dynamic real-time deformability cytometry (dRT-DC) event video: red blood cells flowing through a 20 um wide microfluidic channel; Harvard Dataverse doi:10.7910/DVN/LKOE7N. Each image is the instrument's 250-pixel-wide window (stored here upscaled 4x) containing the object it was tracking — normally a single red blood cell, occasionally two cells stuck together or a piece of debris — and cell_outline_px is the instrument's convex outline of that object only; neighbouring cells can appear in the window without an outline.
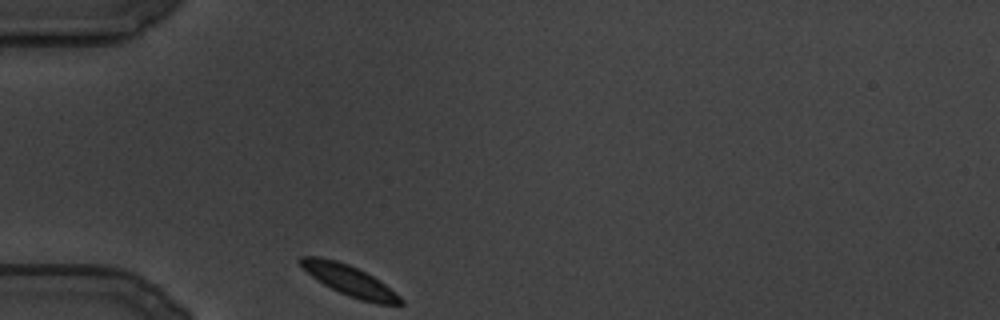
{"species": "common noctule bat (a hibernating species)", "species_latin": "Nyctalus noctula", "temperature_condition": "cold", "stored_images_in_passage": 31, "camera_frame_rate_fps": 3000, "um_per_image_px": 0.085, "animal": {"sex": "male", "body_mass_g": 19.5, "forearm_length_mm": 54.6}, "frame": {"image": 1, "passage_image": 1, "time_ms": 0.0, "image_size_px": [1000, 320], "cell_outline_px": [[404, 304], [376, 304], [360, 300], [348, 296], [324, 284], [312, 276], [296, 260], [300, 256], [320, 256], [336, 260], [348, 264], [380, 280], [400, 296], [404, 300]], "centroid_in_image_um": [29.71, 23.84], "position_along_channel_um": 55.3, "area_um2": 17.69}}
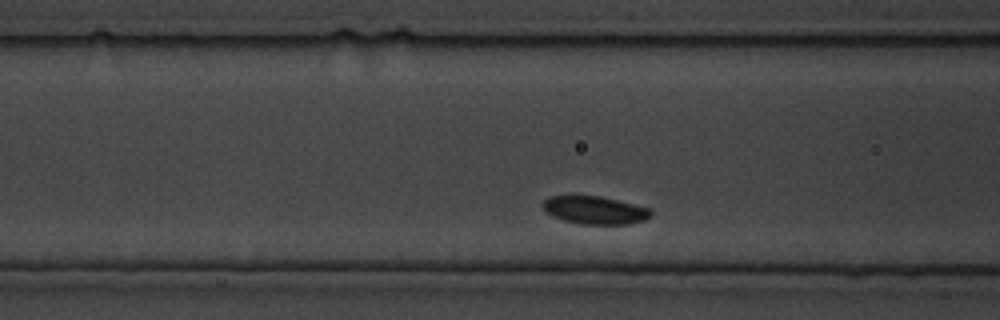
{"frame": {"image": 2, "passage_image": 16, "time_ms": 5.0, "image_size_px": [1000, 320], "cell_outline_px": [[652, 216], [644, 220], [628, 224], [580, 224], [564, 220], [552, 216], [540, 204], [548, 196], [600, 196], [652, 208]], "centroid_in_image_um": [50.59, 17.86], "position_along_channel_um": 116.0, "area_um2": 17.63}}
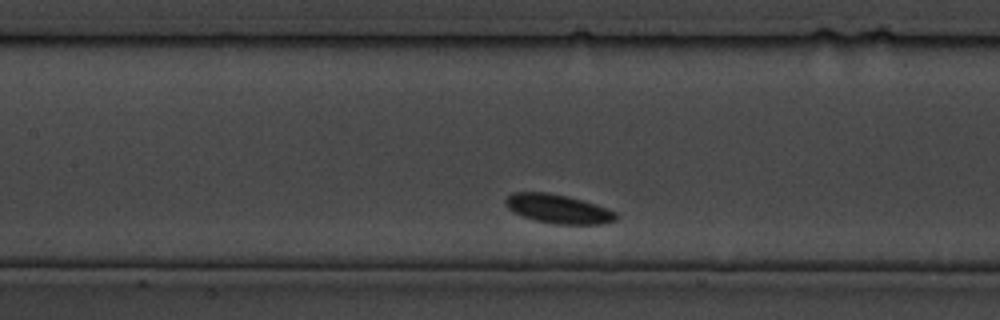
{"frame": {"image": 3, "passage_image": 25, "time_ms": 8.0, "image_size_px": [1000, 320], "cell_outline_px": [[616, 220], [604, 224], [556, 224], [536, 220], [512, 212], [504, 204], [504, 200], [512, 192], [548, 192], [568, 196], [584, 200], [616, 212]], "centroid_in_image_um": [47.42, 17.74], "position_along_channel_um": 160.0, "area_um2": 18.67}}